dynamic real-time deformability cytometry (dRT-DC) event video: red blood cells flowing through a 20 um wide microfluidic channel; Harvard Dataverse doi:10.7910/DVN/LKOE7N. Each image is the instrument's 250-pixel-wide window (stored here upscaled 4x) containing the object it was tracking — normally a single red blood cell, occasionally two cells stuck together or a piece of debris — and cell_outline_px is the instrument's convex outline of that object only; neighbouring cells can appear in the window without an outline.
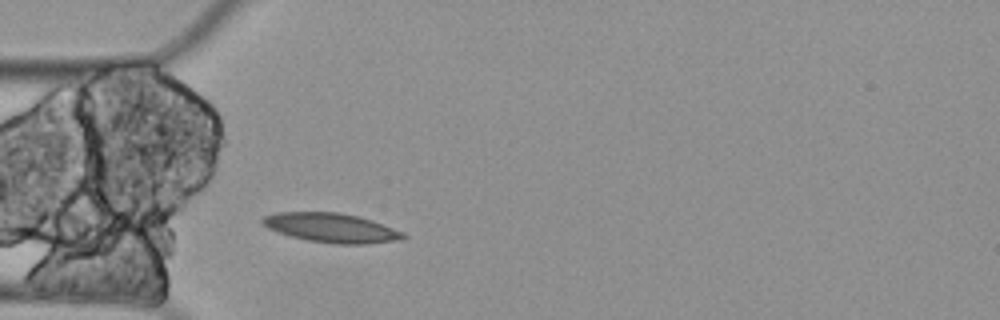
{"species": "Egyptian fruit bat (a non-hibernating species)", "species_latin": "Rousettus aegyptiacus", "temperature_condition": "cold", "stored_images_in_passage": 3, "camera_frame_rate_fps": 3000, "um_per_image_px": 0.085, "animal": {"sex": "female"}, "frame": {"image": 1, "passage_image": 3, "time_ms": 0.667, "image_size_px": [1000, 320], "cell_outline_px": [[408, 236], [400, 240], [364, 244], [336, 244], [308, 240], [276, 232], [260, 224], [260, 220], [264, 216], [276, 212], [340, 212], [360, 216], [372, 220], [404, 232]], "centroid_in_image_um": [28.16, 19.35], "position_along_channel_um": 56.8, "area_um2": 24.22}}